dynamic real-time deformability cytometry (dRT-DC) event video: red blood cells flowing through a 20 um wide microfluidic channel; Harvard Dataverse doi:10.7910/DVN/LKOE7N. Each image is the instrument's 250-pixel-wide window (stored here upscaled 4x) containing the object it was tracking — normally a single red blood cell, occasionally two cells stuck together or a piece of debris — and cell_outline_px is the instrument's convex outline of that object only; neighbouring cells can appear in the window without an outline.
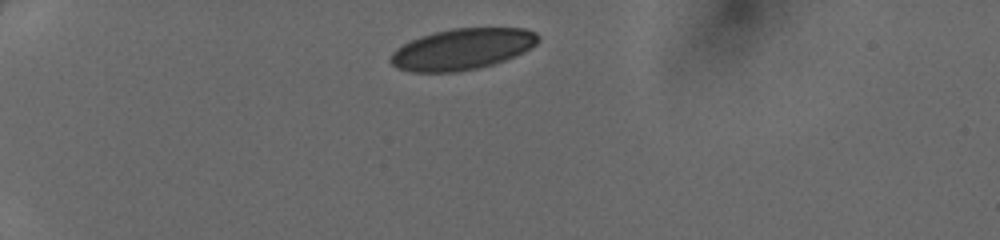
{"species": "human", "species_latin": "Homo sapiens", "temperature_condition": "cold", "stored_images_in_passage": 36, "camera_frame_rate_fps": 3000, "um_per_image_px": 0.085, "donor": {"sex": "female"}, "frame": {"image": 1, "passage_image": 1, "time_ms": 0.0, "image_size_px": [1000, 240], "cell_outline_px": [[540, 40], [536, 44], [524, 52], [504, 60], [492, 64], [476, 68], [456, 72], [412, 72], [396, 68], [388, 60], [392, 52], [396, 48], [420, 36], [452, 28], [524, 28], [536, 32], [540, 36]], "centroid_in_image_um": [39.28, 4.17], "position_along_channel_um": 45.7, "area_um2": 35.37}}
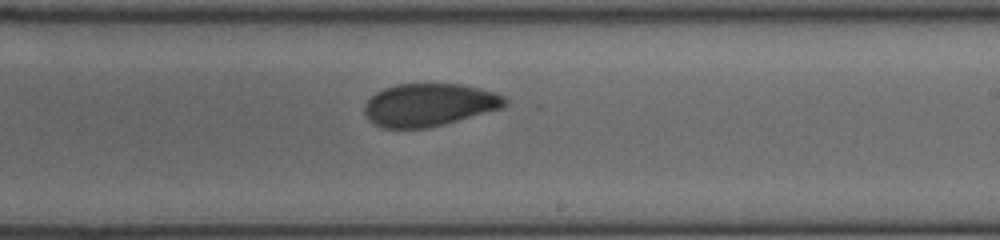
{"frame": {"image": 2, "passage_image": 19, "time_ms": 6.0, "image_size_px": [1000, 240], "cell_outline_px": [[508, 104], [500, 108], [444, 124], [428, 128], [384, 128], [372, 124], [368, 120], [364, 112], [364, 104], [376, 92], [384, 88], [396, 84], [460, 84], [480, 88], [496, 92], [504, 96], [508, 100]], "centroid_in_image_um": [36.45, 8.91], "position_along_channel_um": 252.5, "area_um2": 35.03}}
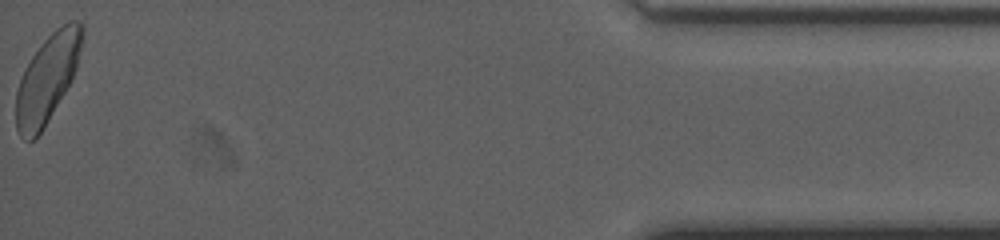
{"frame": {"image": 3, "passage_image": 36, "time_ms": 11.667, "image_size_px": [1000, 240], "cell_outline_px": [[84, 32], [76, 68], [64, 92], [44, 128], [36, 140], [24, 140], [20, 136], [16, 128], [16, 92], [20, 80], [32, 56], [44, 40], [56, 28], [68, 20], [76, 20], [84, 24]], "centroid_in_image_um": [4.02, 6.67], "position_along_channel_um": 431.2, "area_um2": 33.41}}